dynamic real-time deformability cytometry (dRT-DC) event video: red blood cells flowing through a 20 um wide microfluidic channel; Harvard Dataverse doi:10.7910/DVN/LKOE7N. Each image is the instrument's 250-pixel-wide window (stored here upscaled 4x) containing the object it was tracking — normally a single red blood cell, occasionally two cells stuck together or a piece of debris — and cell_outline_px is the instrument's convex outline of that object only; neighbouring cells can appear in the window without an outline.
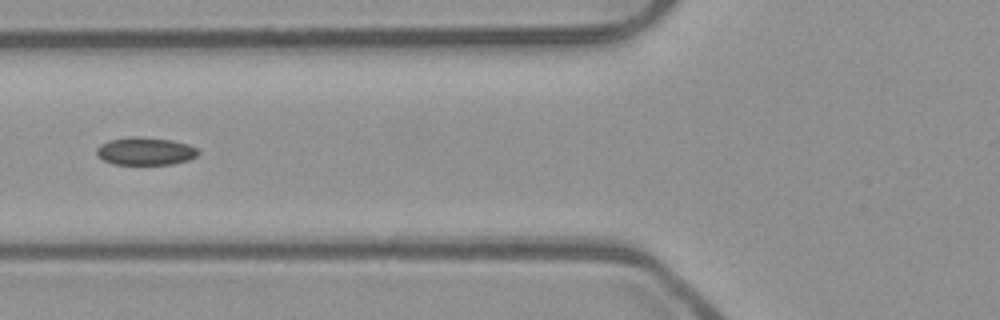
{"species": "common noctule bat (a hibernating species)", "species_latin": "Nyctalus noctula", "temperature_condition": "room temperature", "stored_images_in_passage": 18, "camera_frame_rate_fps": 3000, "um_per_image_px": 0.085, "animal": {"sex": "male", "body_mass_g": 23.1, "forearm_length_mm": 52.7}, "frame": {"image": 1, "passage_image": 11, "time_ms": 3.333, "image_size_px": [1000, 320], "cell_outline_px": [[200, 152], [196, 156], [188, 160], [172, 164], [116, 164], [104, 160], [96, 152], [96, 148], [100, 144], [108, 140], [132, 136], [136, 136], [172, 140], [188, 144], [196, 148]], "centroid_in_image_um": [12.36, 12.84], "position_along_channel_um": 113.4, "area_um2": 16.36}}